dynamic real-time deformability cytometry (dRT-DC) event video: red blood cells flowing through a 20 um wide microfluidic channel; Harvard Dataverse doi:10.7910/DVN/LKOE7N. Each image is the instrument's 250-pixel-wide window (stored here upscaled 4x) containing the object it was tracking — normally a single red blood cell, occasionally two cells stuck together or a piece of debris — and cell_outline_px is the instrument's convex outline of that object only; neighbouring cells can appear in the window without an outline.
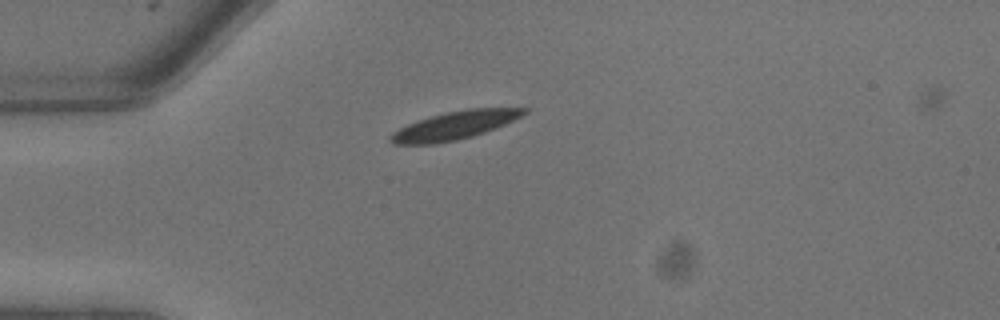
{"species": "common noctule bat (a hibernating species)", "species_latin": "Nyctalus noctula", "temperature_condition": "warm", "stored_images_in_passage": 3, "camera_frame_rate_fps": 3000, "um_per_image_px": 0.085, "animal": {"sex": "male", "body_mass_g": 13.3}, "frame": {"image": 1, "passage_image": 1, "time_ms": 0.0, "image_size_px": [1000, 320], "cell_outline_px": [[532, 108], [528, 112], [504, 124], [484, 132], [472, 136], [456, 140], [436, 144], [392, 144], [388, 140], [388, 136], [392, 132], [408, 124], [444, 112], [468, 108]], "centroid_in_image_um": [38.61, 10.66], "position_along_channel_um": 46.4, "area_um2": 21.73}}